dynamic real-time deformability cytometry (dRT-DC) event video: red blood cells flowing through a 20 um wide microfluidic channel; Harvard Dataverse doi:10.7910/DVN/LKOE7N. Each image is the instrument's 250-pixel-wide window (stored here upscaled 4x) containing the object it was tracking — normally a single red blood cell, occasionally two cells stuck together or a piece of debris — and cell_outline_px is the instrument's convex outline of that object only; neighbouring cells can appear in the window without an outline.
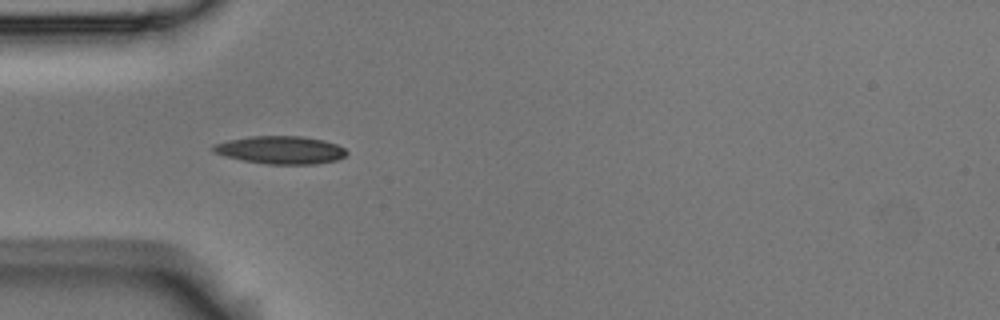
{"species": "Egyptian fruit bat (a non-hibernating species)", "species_latin": "Rousettus aegyptiacus", "temperature_condition": "room temperature", "stored_images_in_passage": 4, "camera_frame_rate_fps": 3000, "um_per_image_px": 0.085, "animal": {"sex": "male"}, "frame": {"image": 1, "passage_image": 1, "time_ms": 0.0, "image_size_px": [1000, 320], "cell_outline_px": [[348, 152], [344, 156], [336, 160], [316, 164], [268, 164], [244, 160], [212, 152], [212, 144], [228, 140], [252, 136], [300, 136], [324, 140], [336, 144], [344, 148]], "centroid_in_image_um": [23.85, 12.74], "position_along_channel_um": 61.1, "area_um2": 21.5}}
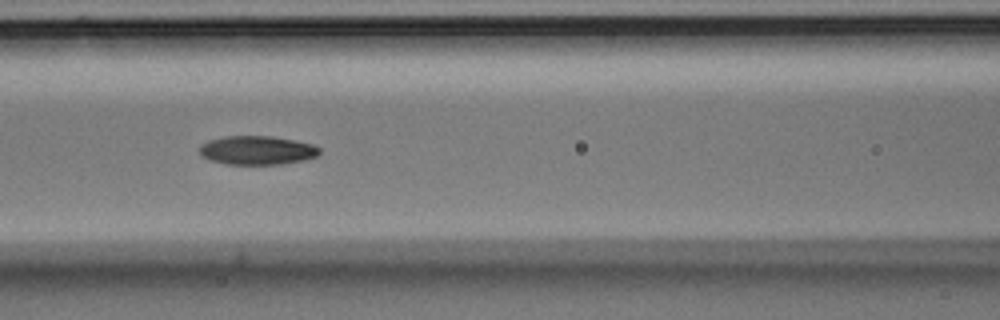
{"frame": {"image": 2, "passage_image": 3, "time_ms": 0.667, "image_size_px": [1000, 320], "cell_outline_px": [[320, 152], [316, 156], [300, 160], [280, 164], [228, 164], [212, 160], [200, 156], [200, 144], [208, 140], [224, 136], [272, 136], [312, 144], [320, 148]], "centroid_in_image_um": [21.81, 12.76], "position_along_channel_um": 144.8, "area_um2": 19.94}}
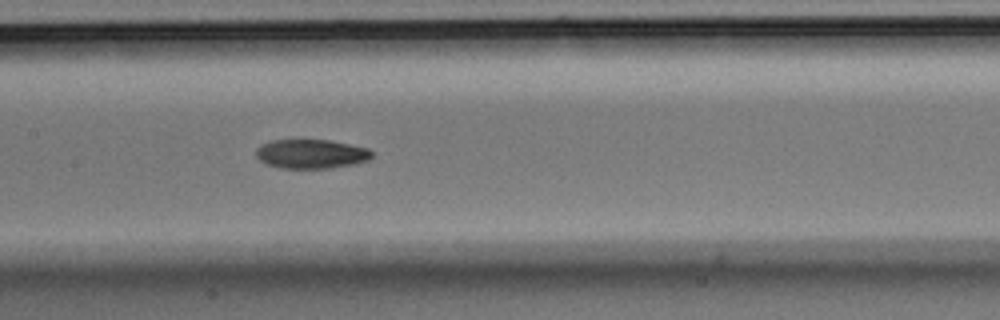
{"frame": {"image": 3, "passage_image": 4, "time_ms": 1.0, "image_size_px": [1000, 320], "cell_outline_px": [[372, 156], [368, 160], [356, 164], [332, 168], [280, 168], [268, 164], [260, 160], [256, 156], [256, 148], [260, 144], [272, 140], [328, 140], [368, 148], [372, 152]], "centroid_in_image_um": [26.44, 13.08], "position_along_channel_um": 181.0, "area_um2": 19.71}}